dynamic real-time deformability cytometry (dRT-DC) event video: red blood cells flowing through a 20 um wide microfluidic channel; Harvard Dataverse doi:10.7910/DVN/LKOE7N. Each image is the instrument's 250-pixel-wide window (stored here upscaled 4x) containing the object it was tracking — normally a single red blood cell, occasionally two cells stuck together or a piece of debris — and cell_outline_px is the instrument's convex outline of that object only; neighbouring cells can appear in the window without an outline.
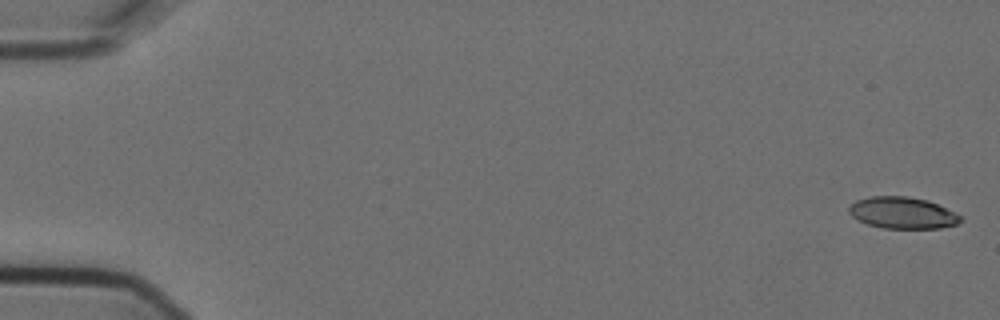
{"species": "Egyptian fruit bat (a non-hibernating species)", "species_latin": "Rousettus aegyptiacus", "temperature_condition": "cold", "stored_images_in_passage": 6, "camera_frame_rate_fps": 3000, "um_per_image_px": 0.085, "animal": {"sex": "female"}, "frame": {"image": 1, "passage_image": 1, "time_ms": 0.0, "image_size_px": [1000, 320], "cell_outline_px": [[964, 220], [956, 224], [940, 228], [884, 228], [868, 224], [852, 216], [848, 212], [848, 208], [856, 200], [872, 196], [908, 196], [928, 200], [960, 216]], "centroid_in_image_um": [76.7, 18.09], "position_along_channel_um": 8.3, "area_um2": 20.29}}
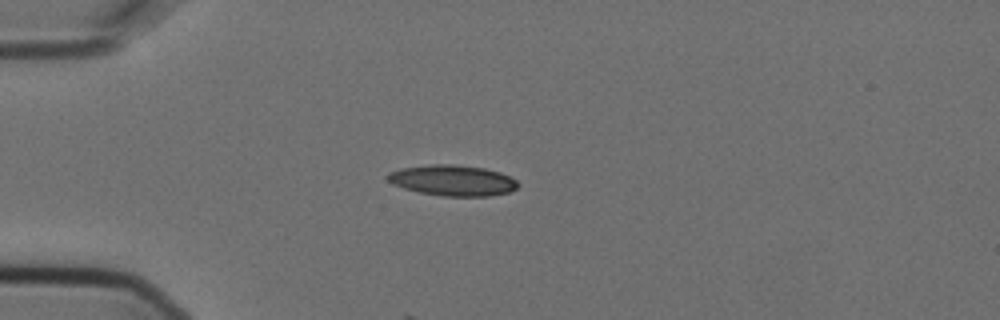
{"frame": {"image": 2, "passage_image": 5, "time_ms": 1.333, "image_size_px": [1000, 320], "cell_outline_px": [[520, 184], [516, 188], [508, 192], [492, 196], [444, 196], [420, 192], [404, 188], [392, 184], [384, 176], [388, 172], [400, 168], [432, 164], [456, 164], [484, 168], [500, 172], [516, 180]], "centroid_in_image_um": [38.45, 15.33], "position_along_channel_um": 46.5, "area_um2": 23.47}}